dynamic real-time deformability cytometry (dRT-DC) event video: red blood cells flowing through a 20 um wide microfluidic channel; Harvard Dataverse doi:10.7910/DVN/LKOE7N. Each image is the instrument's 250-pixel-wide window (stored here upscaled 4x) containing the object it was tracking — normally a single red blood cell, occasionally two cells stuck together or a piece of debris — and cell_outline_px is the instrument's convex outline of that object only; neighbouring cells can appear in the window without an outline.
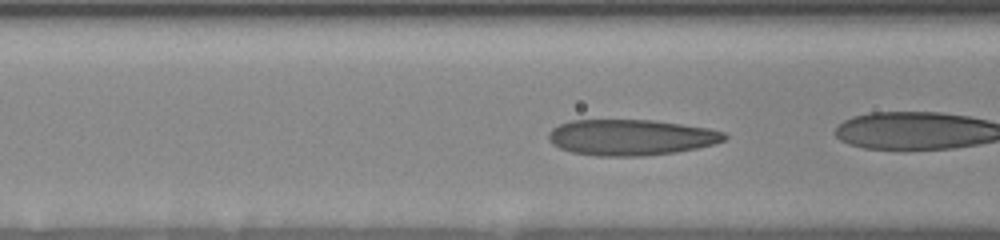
{"species": "human", "species_latin": "Homo sapiens", "temperature_condition": "room temperature", "stored_images_in_passage": 36, "camera_frame_rate_fps": 3000, "um_per_image_px": 0.085, "donor": {"sex": "female"}, "frame": {"image": 1, "passage_image": 23, "time_ms": 4.333, "image_size_px": [1000, 240], "cell_outline_px": [[728, 136], [724, 140], [712, 144], [696, 148], [676, 152], [640, 156], [596, 156], [572, 152], [560, 148], [552, 144], [548, 140], [548, 132], [552, 128], [560, 124], [572, 120], [652, 120], [708, 128], [724, 132]], "centroid_in_image_um": [53.59, 11.67], "position_along_channel_um": 113.0, "area_um2": 36.7}}